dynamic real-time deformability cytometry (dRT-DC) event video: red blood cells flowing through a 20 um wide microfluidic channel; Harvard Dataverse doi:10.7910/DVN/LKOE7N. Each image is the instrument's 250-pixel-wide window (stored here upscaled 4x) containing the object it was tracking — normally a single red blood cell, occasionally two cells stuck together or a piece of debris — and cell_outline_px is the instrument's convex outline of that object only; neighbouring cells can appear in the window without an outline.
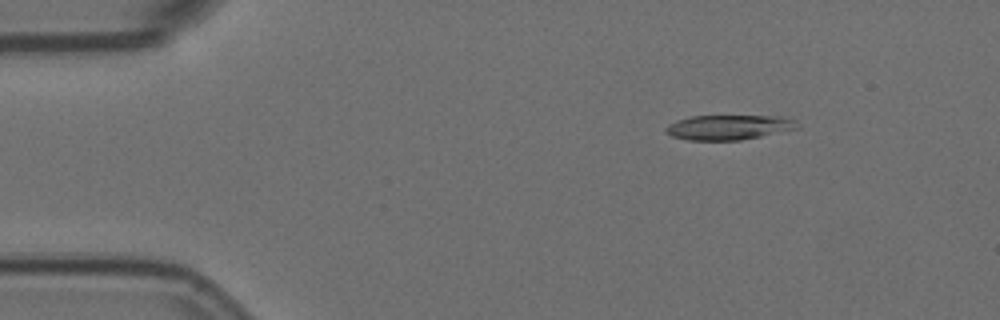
{"species": "Egyptian fruit bat (a non-hibernating species)", "species_latin": "Rousettus aegyptiacus", "temperature_condition": "room temperature", "stored_images_in_passage": 3, "camera_frame_rate_fps": 3000, "um_per_image_px": 0.085, "animal": {"sex": "female"}, "frame": {"image": 1, "passage_image": 1, "time_ms": 0.0, "image_size_px": [1000, 320], "cell_outline_px": [[800, 128], [740, 140], [688, 140], [672, 136], [664, 128], [668, 124], [676, 120], [692, 116], [784, 116], [796, 120]], "centroid_in_image_um": [61.97, 10.81], "position_along_channel_um": 23.0, "area_um2": 19.02}}